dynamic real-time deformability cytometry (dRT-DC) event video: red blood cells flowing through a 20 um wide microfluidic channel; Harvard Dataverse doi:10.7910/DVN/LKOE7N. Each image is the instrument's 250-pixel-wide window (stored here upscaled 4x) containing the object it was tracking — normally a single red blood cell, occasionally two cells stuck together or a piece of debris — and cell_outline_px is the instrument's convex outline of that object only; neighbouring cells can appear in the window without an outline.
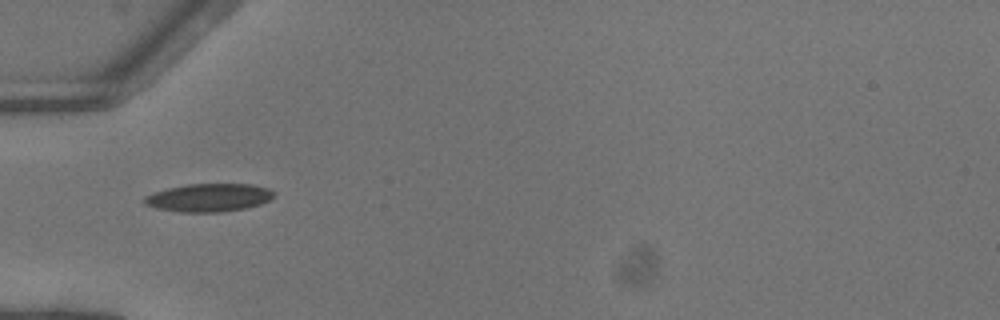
{"species": "common noctule bat (a hibernating species)", "species_latin": "Nyctalus noctula", "temperature_condition": "warm", "stored_images_in_passage": 34, "camera_frame_rate_fps": 3000, "um_per_image_px": 0.085, "animal": {"sex": "female"}, "frame": {"image": 1, "passage_image": 1, "time_ms": 0.0, "image_size_px": [1000, 320], "cell_outline_px": [[276, 192], [268, 200], [260, 204], [244, 208], [220, 212], [180, 212], [156, 208], [144, 204], [144, 196], [168, 188], [188, 184], [252, 184], [268, 188]], "centroid_in_image_um": [17.74, 16.79], "position_along_channel_um": 67.3, "area_um2": 21.04}}
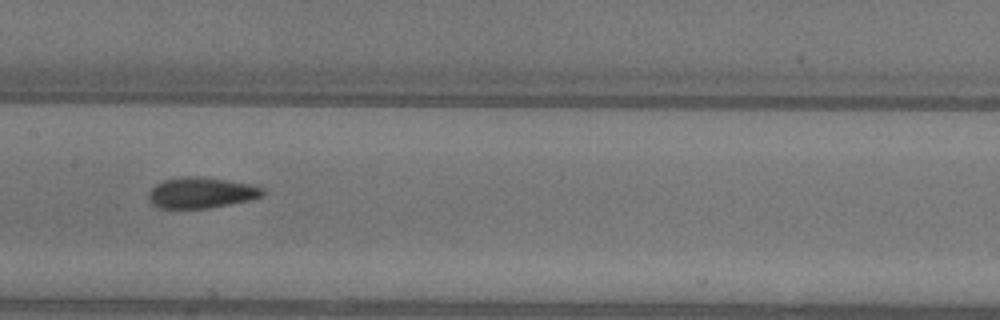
{"frame": {"image": 2, "passage_image": 10, "time_ms": 3.0, "image_size_px": [1000, 320], "cell_outline_px": [[264, 192], [260, 196], [248, 200], [208, 208], [160, 208], [152, 204], [148, 200], [148, 192], [156, 184], [164, 180], [180, 176], [200, 176], [228, 180], [252, 184], [264, 188]], "centroid_in_image_um": [17.07, 16.37], "position_along_channel_um": 190.3, "area_um2": 20.52}}
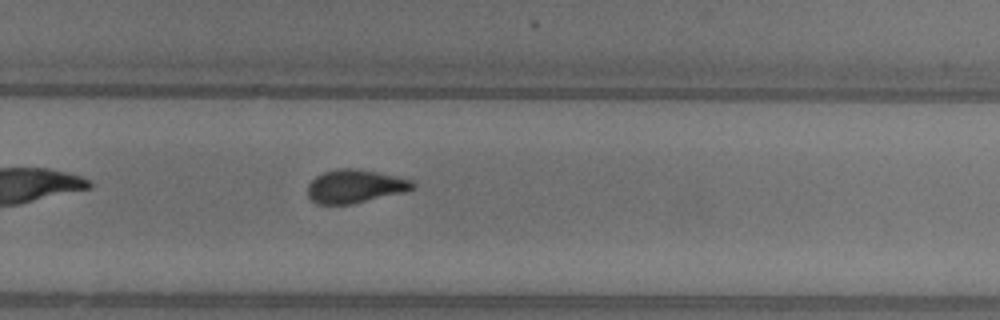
{"frame": {"image": 3, "passage_image": 18, "time_ms": 5.667, "image_size_px": [1000, 320], "cell_outline_px": [[416, 184], [412, 188], [404, 192], [352, 204], [316, 204], [308, 196], [308, 184], [316, 176], [324, 172], [336, 168], [352, 168], [376, 172], [412, 180]], "centroid_in_image_um": [30.15, 15.84], "position_along_channel_um": 299.7, "area_um2": 20.23}, "authors_computed_cell_mechanics": {"area_um2": 20.1722, "velocity_mm_per_s": 4.1245, "shape_relaxation_time_tau1_ms": 9.2248, "shape_relaxation_time_tau2_ms": 1.5567, "deformation_change_tau1": 0.2245, "deformation_change_tau2": 0.0861}}